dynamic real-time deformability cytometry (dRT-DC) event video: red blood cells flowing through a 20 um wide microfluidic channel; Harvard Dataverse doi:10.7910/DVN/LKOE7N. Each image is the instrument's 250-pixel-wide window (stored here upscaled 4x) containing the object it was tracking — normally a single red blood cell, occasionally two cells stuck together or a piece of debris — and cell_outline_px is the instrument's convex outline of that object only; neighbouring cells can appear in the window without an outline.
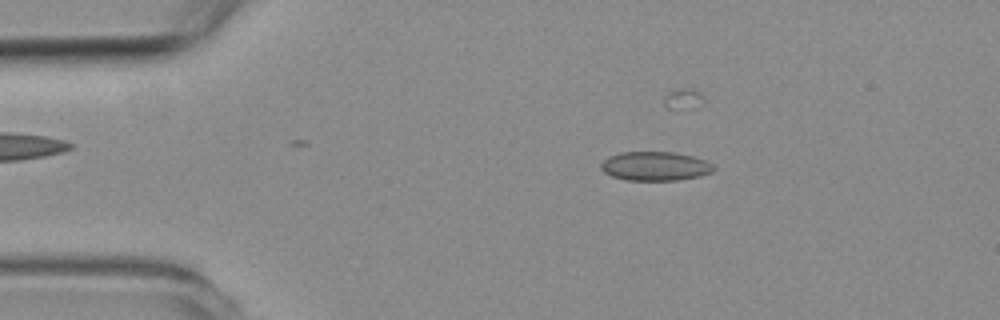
{"species": "common noctule bat (a hibernating species)", "species_latin": "Nyctalus noctula", "temperature_condition": "room temperature", "stored_images_in_passage": 42, "camera_frame_rate_fps": 3000, "um_per_image_px": 0.085, "animal": {"sex": "female", "body_mass_g": 19.3, "forearm_length_mm": 54.1}, "frame": {"image": 1, "passage_image": 9, "time_ms": 2.667, "image_size_px": [1000, 320], "cell_outline_px": [[716, 168], [712, 172], [700, 176], [676, 180], [624, 180], [612, 176], [604, 172], [600, 168], [600, 164], [608, 156], [620, 152], [672, 152], [692, 156], [704, 160], [712, 164]], "centroid_in_image_um": [55.66, 14.12], "position_along_channel_um": 29.3, "area_um2": 19.07}}
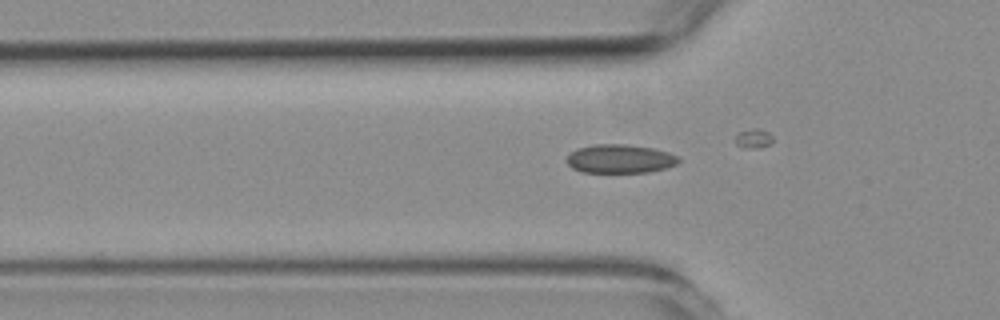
{"frame": {"image": 2, "passage_image": 17, "time_ms": 5.333, "image_size_px": [1000, 320], "cell_outline_px": [[680, 160], [676, 164], [664, 168], [648, 172], [580, 172], [572, 168], [564, 160], [576, 148], [592, 144], [628, 144], [652, 148], [668, 152], [676, 156]], "centroid_in_image_um": [52.64, 13.49], "position_along_channel_um": 73.2, "area_um2": 18.73}}